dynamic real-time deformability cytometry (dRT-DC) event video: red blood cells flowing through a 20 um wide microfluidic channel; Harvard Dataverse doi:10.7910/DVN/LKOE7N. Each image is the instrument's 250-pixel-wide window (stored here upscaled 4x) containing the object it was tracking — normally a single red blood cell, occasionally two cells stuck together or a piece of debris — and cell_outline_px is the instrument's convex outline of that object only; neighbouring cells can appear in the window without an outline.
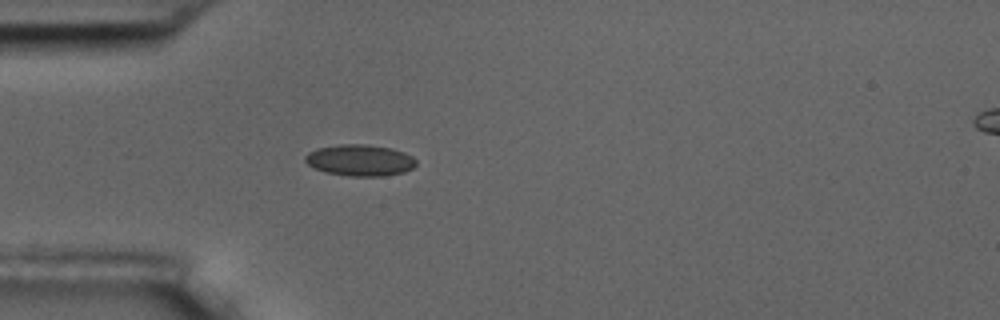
{"species": "common noctule bat (a hibernating species)", "species_latin": "Nyctalus noctula", "temperature_condition": "room temperature", "stored_images_in_passage": 3, "camera_frame_rate_fps": 3000, "um_per_image_px": 0.085, "animal": {"sex": "male", "body_mass_g": 17.5, "forearm_length_mm": 52.3}, "frame": {"image": 1, "passage_image": 3, "time_ms": 2.333, "image_size_px": [1000, 320], "cell_outline_px": [[416, 164], [412, 168], [404, 172], [384, 176], [348, 176], [324, 172], [312, 168], [304, 160], [304, 156], [308, 152], [316, 148], [340, 144], [368, 144], [392, 148], [404, 152], [412, 156], [416, 160]], "centroid_in_image_um": [30.57, 13.62], "position_along_channel_um": 54.4, "area_um2": 20.58}}